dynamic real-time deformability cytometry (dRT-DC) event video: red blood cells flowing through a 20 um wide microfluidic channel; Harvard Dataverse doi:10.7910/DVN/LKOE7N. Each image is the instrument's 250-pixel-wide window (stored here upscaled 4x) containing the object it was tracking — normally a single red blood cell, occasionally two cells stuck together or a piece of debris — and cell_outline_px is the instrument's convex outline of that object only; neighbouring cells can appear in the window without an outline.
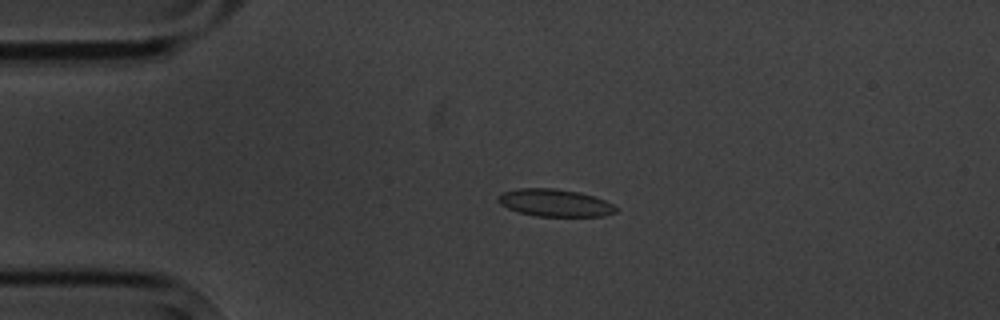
{"species": "common noctule bat (a hibernating species)", "species_latin": "Nyctalus noctula", "temperature_condition": "cold", "stored_images_in_passage": 5, "camera_frame_rate_fps": 3000, "um_per_image_px": 0.085, "animal": {"sex": "male", "body_mass_g": 20.1, "forearm_length_mm": 53.5}, "frame": {"image": 1, "passage_image": 4, "time_ms": 3.333, "image_size_px": [1000, 320], "cell_outline_px": [[620, 208], [616, 212], [604, 216], [536, 216], [520, 212], [508, 208], [500, 204], [496, 200], [496, 196], [504, 192], [520, 188], [556, 188], [580, 192], [604, 200]], "centroid_in_image_um": [47.17, 17.24], "position_along_channel_um": 37.8, "area_um2": 18.84}}
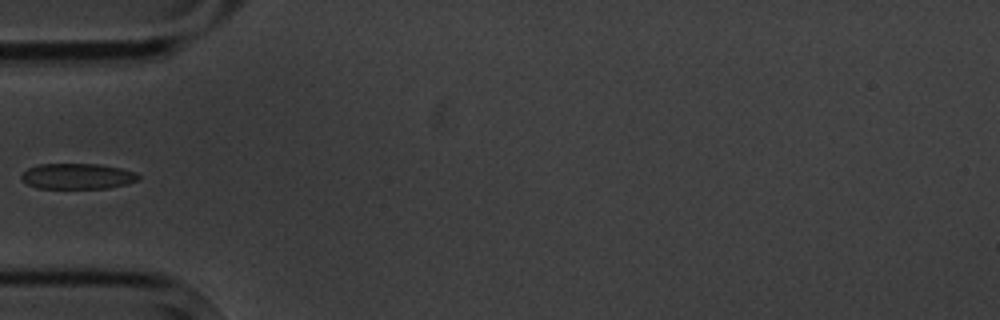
{"frame": {"image": 2, "passage_image": 5, "time_ms": 5.333, "image_size_px": [1000, 320], "cell_outline_px": [[140, 176], [136, 180], [124, 184], [108, 188], [36, 188], [20, 180], [20, 176], [28, 168], [40, 164], [100, 164], [120, 168], [136, 172]], "centroid_in_image_um": [6.54, 14.98], "position_along_channel_um": 78.5, "area_um2": 17.4}}